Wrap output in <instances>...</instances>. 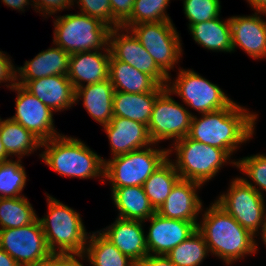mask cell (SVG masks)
<instances>
[{
	"mask_svg": "<svg viewBox=\"0 0 266 266\" xmlns=\"http://www.w3.org/2000/svg\"><path fill=\"white\" fill-rule=\"evenodd\" d=\"M257 114L251 113L236 102L223 109L193 115L188 137L225 150L230 156L242 143L252 139Z\"/></svg>",
	"mask_w": 266,
	"mask_h": 266,
	"instance_id": "obj_1",
	"label": "cell"
},
{
	"mask_svg": "<svg viewBox=\"0 0 266 266\" xmlns=\"http://www.w3.org/2000/svg\"><path fill=\"white\" fill-rule=\"evenodd\" d=\"M197 230L204 236L209 253L222 259L226 265L258 250L255 236L215 201L204 211Z\"/></svg>",
	"mask_w": 266,
	"mask_h": 266,
	"instance_id": "obj_2",
	"label": "cell"
},
{
	"mask_svg": "<svg viewBox=\"0 0 266 266\" xmlns=\"http://www.w3.org/2000/svg\"><path fill=\"white\" fill-rule=\"evenodd\" d=\"M41 148H45L39 154L42 161L61 176L104 178L103 158L78 138L61 134L42 142Z\"/></svg>",
	"mask_w": 266,
	"mask_h": 266,
	"instance_id": "obj_3",
	"label": "cell"
},
{
	"mask_svg": "<svg viewBox=\"0 0 266 266\" xmlns=\"http://www.w3.org/2000/svg\"><path fill=\"white\" fill-rule=\"evenodd\" d=\"M48 213L39 221L52 254H83L88 232L76 210L47 194Z\"/></svg>",
	"mask_w": 266,
	"mask_h": 266,
	"instance_id": "obj_4",
	"label": "cell"
},
{
	"mask_svg": "<svg viewBox=\"0 0 266 266\" xmlns=\"http://www.w3.org/2000/svg\"><path fill=\"white\" fill-rule=\"evenodd\" d=\"M55 46L68 54L109 49L111 28L87 14H65L54 21Z\"/></svg>",
	"mask_w": 266,
	"mask_h": 266,
	"instance_id": "obj_5",
	"label": "cell"
},
{
	"mask_svg": "<svg viewBox=\"0 0 266 266\" xmlns=\"http://www.w3.org/2000/svg\"><path fill=\"white\" fill-rule=\"evenodd\" d=\"M148 147L118 155L104 161V178L111 188L143 186L150 175L169 157L172 148ZM152 147V148H151Z\"/></svg>",
	"mask_w": 266,
	"mask_h": 266,
	"instance_id": "obj_6",
	"label": "cell"
},
{
	"mask_svg": "<svg viewBox=\"0 0 266 266\" xmlns=\"http://www.w3.org/2000/svg\"><path fill=\"white\" fill-rule=\"evenodd\" d=\"M175 166L180 179L197 182L201 185L215 177L231 156L223 149L195 141L188 136L175 141Z\"/></svg>",
	"mask_w": 266,
	"mask_h": 266,
	"instance_id": "obj_7",
	"label": "cell"
},
{
	"mask_svg": "<svg viewBox=\"0 0 266 266\" xmlns=\"http://www.w3.org/2000/svg\"><path fill=\"white\" fill-rule=\"evenodd\" d=\"M129 30L155 60L157 66L171 79L170 69L182 56V43L172 20L133 25Z\"/></svg>",
	"mask_w": 266,
	"mask_h": 266,
	"instance_id": "obj_8",
	"label": "cell"
},
{
	"mask_svg": "<svg viewBox=\"0 0 266 266\" xmlns=\"http://www.w3.org/2000/svg\"><path fill=\"white\" fill-rule=\"evenodd\" d=\"M176 80L168 79L166 88L177 94L186 106L203 114L228 107L233 100L221 88L194 70L179 69Z\"/></svg>",
	"mask_w": 266,
	"mask_h": 266,
	"instance_id": "obj_9",
	"label": "cell"
},
{
	"mask_svg": "<svg viewBox=\"0 0 266 266\" xmlns=\"http://www.w3.org/2000/svg\"><path fill=\"white\" fill-rule=\"evenodd\" d=\"M231 181L227 193L221 194L215 202L243 228L257 236L266 220L265 197L240 177Z\"/></svg>",
	"mask_w": 266,
	"mask_h": 266,
	"instance_id": "obj_10",
	"label": "cell"
},
{
	"mask_svg": "<svg viewBox=\"0 0 266 266\" xmlns=\"http://www.w3.org/2000/svg\"><path fill=\"white\" fill-rule=\"evenodd\" d=\"M165 88L157 97L153 106L148 132L153 143L174 139L173 142L188 136L193 117L183 105L176 102Z\"/></svg>",
	"mask_w": 266,
	"mask_h": 266,
	"instance_id": "obj_11",
	"label": "cell"
},
{
	"mask_svg": "<svg viewBox=\"0 0 266 266\" xmlns=\"http://www.w3.org/2000/svg\"><path fill=\"white\" fill-rule=\"evenodd\" d=\"M0 248L20 266H39L52 255L39 219L23 227L1 229Z\"/></svg>",
	"mask_w": 266,
	"mask_h": 266,
	"instance_id": "obj_12",
	"label": "cell"
},
{
	"mask_svg": "<svg viewBox=\"0 0 266 266\" xmlns=\"http://www.w3.org/2000/svg\"><path fill=\"white\" fill-rule=\"evenodd\" d=\"M108 46L115 59L148 74L158 85H167L169 77L157 66L155 60L129 29H111Z\"/></svg>",
	"mask_w": 266,
	"mask_h": 266,
	"instance_id": "obj_13",
	"label": "cell"
},
{
	"mask_svg": "<svg viewBox=\"0 0 266 266\" xmlns=\"http://www.w3.org/2000/svg\"><path fill=\"white\" fill-rule=\"evenodd\" d=\"M12 90L17 91V97L16 113L10 117L11 120L21 124L42 142L61 135L56 131L53 123L54 111L22 86L16 84Z\"/></svg>",
	"mask_w": 266,
	"mask_h": 266,
	"instance_id": "obj_14",
	"label": "cell"
},
{
	"mask_svg": "<svg viewBox=\"0 0 266 266\" xmlns=\"http://www.w3.org/2000/svg\"><path fill=\"white\" fill-rule=\"evenodd\" d=\"M149 231L145 235L148 254L166 255L197 230L199 222L169 219L155 212L149 219Z\"/></svg>",
	"mask_w": 266,
	"mask_h": 266,
	"instance_id": "obj_15",
	"label": "cell"
},
{
	"mask_svg": "<svg viewBox=\"0 0 266 266\" xmlns=\"http://www.w3.org/2000/svg\"><path fill=\"white\" fill-rule=\"evenodd\" d=\"M254 12L251 16L230 17L232 48L240 46L253 59L266 57V21Z\"/></svg>",
	"mask_w": 266,
	"mask_h": 266,
	"instance_id": "obj_16",
	"label": "cell"
},
{
	"mask_svg": "<svg viewBox=\"0 0 266 266\" xmlns=\"http://www.w3.org/2000/svg\"><path fill=\"white\" fill-rule=\"evenodd\" d=\"M200 187L202 185L197 182L179 179L156 212L169 219L197 222L198 214L204 211L202 201L196 193Z\"/></svg>",
	"mask_w": 266,
	"mask_h": 266,
	"instance_id": "obj_17",
	"label": "cell"
},
{
	"mask_svg": "<svg viewBox=\"0 0 266 266\" xmlns=\"http://www.w3.org/2000/svg\"><path fill=\"white\" fill-rule=\"evenodd\" d=\"M17 84L52 111H63L76 104L75 89L68 76L52 75L31 81H17Z\"/></svg>",
	"mask_w": 266,
	"mask_h": 266,
	"instance_id": "obj_18",
	"label": "cell"
},
{
	"mask_svg": "<svg viewBox=\"0 0 266 266\" xmlns=\"http://www.w3.org/2000/svg\"><path fill=\"white\" fill-rule=\"evenodd\" d=\"M103 128L110 142L112 157L153 144L147 125L134 120L113 116Z\"/></svg>",
	"mask_w": 266,
	"mask_h": 266,
	"instance_id": "obj_19",
	"label": "cell"
},
{
	"mask_svg": "<svg viewBox=\"0 0 266 266\" xmlns=\"http://www.w3.org/2000/svg\"><path fill=\"white\" fill-rule=\"evenodd\" d=\"M110 50L70 54L68 78L74 89L109 79Z\"/></svg>",
	"mask_w": 266,
	"mask_h": 266,
	"instance_id": "obj_20",
	"label": "cell"
},
{
	"mask_svg": "<svg viewBox=\"0 0 266 266\" xmlns=\"http://www.w3.org/2000/svg\"><path fill=\"white\" fill-rule=\"evenodd\" d=\"M143 221L116 218L115 222L99 232L123 254L139 264L147 255Z\"/></svg>",
	"mask_w": 266,
	"mask_h": 266,
	"instance_id": "obj_21",
	"label": "cell"
},
{
	"mask_svg": "<svg viewBox=\"0 0 266 266\" xmlns=\"http://www.w3.org/2000/svg\"><path fill=\"white\" fill-rule=\"evenodd\" d=\"M70 54L60 47H51L38 53L30 61H25L17 69V81H31L52 75L67 76Z\"/></svg>",
	"mask_w": 266,
	"mask_h": 266,
	"instance_id": "obj_22",
	"label": "cell"
},
{
	"mask_svg": "<svg viewBox=\"0 0 266 266\" xmlns=\"http://www.w3.org/2000/svg\"><path fill=\"white\" fill-rule=\"evenodd\" d=\"M115 89L110 79L102 82L84 85L75 89V102L83 100L88 114L101 124L108 125L113 118V96Z\"/></svg>",
	"mask_w": 266,
	"mask_h": 266,
	"instance_id": "obj_23",
	"label": "cell"
},
{
	"mask_svg": "<svg viewBox=\"0 0 266 266\" xmlns=\"http://www.w3.org/2000/svg\"><path fill=\"white\" fill-rule=\"evenodd\" d=\"M165 88L166 86L159 85L152 92L137 94L115 91L113 96V115L148 126L156 97Z\"/></svg>",
	"mask_w": 266,
	"mask_h": 266,
	"instance_id": "obj_24",
	"label": "cell"
},
{
	"mask_svg": "<svg viewBox=\"0 0 266 266\" xmlns=\"http://www.w3.org/2000/svg\"><path fill=\"white\" fill-rule=\"evenodd\" d=\"M111 197L118 209V218L143 221L149 219L156 210L150 204L143 186L111 188Z\"/></svg>",
	"mask_w": 266,
	"mask_h": 266,
	"instance_id": "obj_25",
	"label": "cell"
},
{
	"mask_svg": "<svg viewBox=\"0 0 266 266\" xmlns=\"http://www.w3.org/2000/svg\"><path fill=\"white\" fill-rule=\"evenodd\" d=\"M109 79L115 91L131 94L154 91L159 85L148 75L110 55Z\"/></svg>",
	"mask_w": 266,
	"mask_h": 266,
	"instance_id": "obj_26",
	"label": "cell"
},
{
	"mask_svg": "<svg viewBox=\"0 0 266 266\" xmlns=\"http://www.w3.org/2000/svg\"><path fill=\"white\" fill-rule=\"evenodd\" d=\"M188 29L195 42L205 49L216 52H233L230 18L225 21L216 17L212 20L192 24Z\"/></svg>",
	"mask_w": 266,
	"mask_h": 266,
	"instance_id": "obj_27",
	"label": "cell"
},
{
	"mask_svg": "<svg viewBox=\"0 0 266 266\" xmlns=\"http://www.w3.org/2000/svg\"><path fill=\"white\" fill-rule=\"evenodd\" d=\"M86 248L79 259L87 258L92 266H138L130 257L123 254L99 231L89 232Z\"/></svg>",
	"mask_w": 266,
	"mask_h": 266,
	"instance_id": "obj_28",
	"label": "cell"
},
{
	"mask_svg": "<svg viewBox=\"0 0 266 266\" xmlns=\"http://www.w3.org/2000/svg\"><path fill=\"white\" fill-rule=\"evenodd\" d=\"M0 138L7 155L17 156L18 159L30 155L42 145L38 137L10 118H0Z\"/></svg>",
	"mask_w": 266,
	"mask_h": 266,
	"instance_id": "obj_29",
	"label": "cell"
},
{
	"mask_svg": "<svg viewBox=\"0 0 266 266\" xmlns=\"http://www.w3.org/2000/svg\"><path fill=\"white\" fill-rule=\"evenodd\" d=\"M179 179V173L168 157L144 182V192L155 210L164 203Z\"/></svg>",
	"mask_w": 266,
	"mask_h": 266,
	"instance_id": "obj_30",
	"label": "cell"
},
{
	"mask_svg": "<svg viewBox=\"0 0 266 266\" xmlns=\"http://www.w3.org/2000/svg\"><path fill=\"white\" fill-rule=\"evenodd\" d=\"M37 219L27 197L0 198V230L23 227Z\"/></svg>",
	"mask_w": 266,
	"mask_h": 266,
	"instance_id": "obj_31",
	"label": "cell"
},
{
	"mask_svg": "<svg viewBox=\"0 0 266 266\" xmlns=\"http://www.w3.org/2000/svg\"><path fill=\"white\" fill-rule=\"evenodd\" d=\"M209 253L204 236L196 230L185 241L173 248L166 256L178 266H200Z\"/></svg>",
	"mask_w": 266,
	"mask_h": 266,
	"instance_id": "obj_32",
	"label": "cell"
},
{
	"mask_svg": "<svg viewBox=\"0 0 266 266\" xmlns=\"http://www.w3.org/2000/svg\"><path fill=\"white\" fill-rule=\"evenodd\" d=\"M21 159L0 162V198L22 197L27 175Z\"/></svg>",
	"mask_w": 266,
	"mask_h": 266,
	"instance_id": "obj_33",
	"label": "cell"
},
{
	"mask_svg": "<svg viewBox=\"0 0 266 266\" xmlns=\"http://www.w3.org/2000/svg\"><path fill=\"white\" fill-rule=\"evenodd\" d=\"M170 0H134L131 16L121 25L129 29L133 25L149 22L168 21L166 13Z\"/></svg>",
	"mask_w": 266,
	"mask_h": 266,
	"instance_id": "obj_34",
	"label": "cell"
},
{
	"mask_svg": "<svg viewBox=\"0 0 266 266\" xmlns=\"http://www.w3.org/2000/svg\"><path fill=\"white\" fill-rule=\"evenodd\" d=\"M229 163L234 164L242 174L247 175V177L255 183L247 179L240 177L246 184L253 187L257 192L265 197L264 191L266 192V155L265 154H256L252 156H247L240 158L238 161H230ZM244 172V173H243ZM259 186V187H256Z\"/></svg>",
	"mask_w": 266,
	"mask_h": 266,
	"instance_id": "obj_35",
	"label": "cell"
},
{
	"mask_svg": "<svg viewBox=\"0 0 266 266\" xmlns=\"http://www.w3.org/2000/svg\"><path fill=\"white\" fill-rule=\"evenodd\" d=\"M183 10L188 19V28L192 24L220 17V0H183Z\"/></svg>",
	"mask_w": 266,
	"mask_h": 266,
	"instance_id": "obj_36",
	"label": "cell"
},
{
	"mask_svg": "<svg viewBox=\"0 0 266 266\" xmlns=\"http://www.w3.org/2000/svg\"><path fill=\"white\" fill-rule=\"evenodd\" d=\"M80 6V12L90 17L99 19L101 22L114 28L110 0H74Z\"/></svg>",
	"mask_w": 266,
	"mask_h": 266,
	"instance_id": "obj_37",
	"label": "cell"
},
{
	"mask_svg": "<svg viewBox=\"0 0 266 266\" xmlns=\"http://www.w3.org/2000/svg\"><path fill=\"white\" fill-rule=\"evenodd\" d=\"M74 0H32L34 10L43 13V16L57 14V11H63L74 5Z\"/></svg>",
	"mask_w": 266,
	"mask_h": 266,
	"instance_id": "obj_38",
	"label": "cell"
},
{
	"mask_svg": "<svg viewBox=\"0 0 266 266\" xmlns=\"http://www.w3.org/2000/svg\"><path fill=\"white\" fill-rule=\"evenodd\" d=\"M134 0H110L114 28L121 25L131 16Z\"/></svg>",
	"mask_w": 266,
	"mask_h": 266,
	"instance_id": "obj_39",
	"label": "cell"
},
{
	"mask_svg": "<svg viewBox=\"0 0 266 266\" xmlns=\"http://www.w3.org/2000/svg\"><path fill=\"white\" fill-rule=\"evenodd\" d=\"M8 56L7 53L0 51V83H9L6 86L12 90L17 84V69Z\"/></svg>",
	"mask_w": 266,
	"mask_h": 266,
	"instance_id": "obj_40",
	"label": "cell"
},
{
	"mask_svg": "<svg viewBox=\"0 0 266 266\" xmlns=\"http://www.w3.org/2000/svg\"><path fill=\"white\" fill-rule=\"evenodd\" d=\"M78 257L80 254H52L39 266H84Z\"/></svg>",
	"mask_w": 266,
	"mask_h": 266,
	"instance_id": "obj_41",
	"label": "cell"
},
{
	"mask_svg": "<svg viewBox=\"0 0 266 266\" xmlns=\"http://www.w3.org/2000/svg\"><path fill=\"white\" fill-rule=\"evenodd\" d=\"M138 266H178L173 263L166 255L148 254Z\"/></svg>",
	"mask_w": 266,
	"mask_h": 266,
	"instance_id": "obj_42",
	"label": "cell"
},
{
	"mask_svg": "<svg viewBox=\"0 0 266 266\" xmlns=\"http://www.w3.org/2000/svg\"><path fill=\"white\" fill-rule=\"evenodd\" d=\"M31 3H32V0H30ZM30 1L29 0H2V2L4 4H6V6L8 7H12V9H16V10H21V11H25L24 8L27 6V5H31L33 6V4H30Z\"/></svg>",
	"mask_w": 266,
	"mask_h": 266,
	"instance_id": "obj_43",
	"label": "cell"
},
{
	"mask_svg": "<svg viewBox=\"0 0 266 266\" xmlns=\"http://www.w3.org/2000/svg\"><path fill=\"white\" fill-rule=\"evenodd\" d=\"M0 266H20L6 251L0 248Z\"/></svg>",
	"mask_w": 266,
	"mask_h": 266,
	"instance_id": "obj_44",
	"label": "cell"
},
{
	"mask_svg": "<svg viewBox=\"0 0 266 266\" xmlns=\"http://www.w3.org/2000/svg\"><path fill=\"white\" fill-rule=\"evenodd\" d=\"M247 2L256 12L266 16V0H247Z\"/></svg>",
	"mask_w": 266,
	"mask_h": 266,
	"instance_id": "obj_45",
	"label": "cell"
},
{
	"mask_svg": "<svg viewBox=\"0 0 266 266\" xmlns=\"http://www.w3.org/2000/svg\"><path fill=\"white\" fill-rule=\"evenodd\" d=\"M4 145L2 144L1 138H0V162L10 160L11 158H8Z\"/></svg>",
	"mask_w": 266,
	"mask_h": 266,
	"instance_id": "obj_46",
	"label": "cell"
},
{
	"mask_svg": "<svg viewBox=\"0 0 266 266\" xmlns=\"http://www.w3.org/2000/svg\"><path fill=\"white\" fill-rule=\"evenodd\" d=\"M260 232H261L260 235H261L262 241L266 245V220Z\"/></svg>",
	"mask_w": 266,
	"mask_h": 266,
	"instance_id": "obj_47",
	"label": "cell"
}]
</instances>
